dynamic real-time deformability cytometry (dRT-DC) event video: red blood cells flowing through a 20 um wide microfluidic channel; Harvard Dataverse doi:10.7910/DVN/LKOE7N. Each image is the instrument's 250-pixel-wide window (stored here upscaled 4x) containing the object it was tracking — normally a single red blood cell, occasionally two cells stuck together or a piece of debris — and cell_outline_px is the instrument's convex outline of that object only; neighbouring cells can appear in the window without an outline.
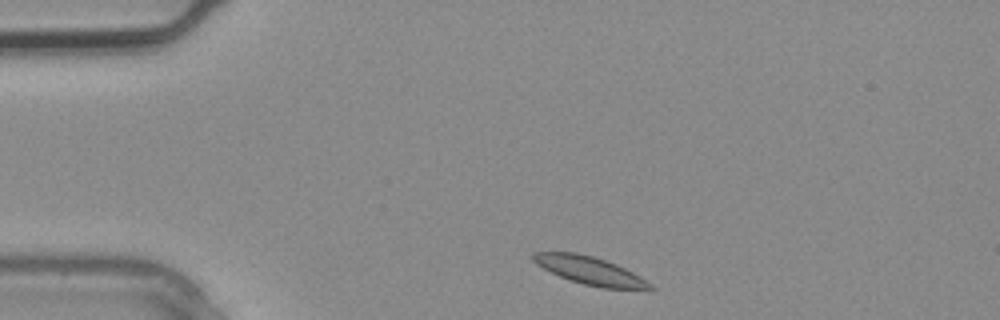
{"species": "common noctule bat (a hibernating species)", "species_latin": "Nyctalus noctula", "temperature_condition": "warm", "stored_images_in_passage": 3, "segment_of_instrument_passage": [2, 2], "camera_frame_rate_fps": 3000, "um_per_image_px": 0.085, "animal": {"sex": "male", "body_mass_g": 20.4}, "frame": {"image": 1, "passage_image": 3, "time_ms": 0.667, "image_size_px": [1000, 320], "cell_outline_px": [[656, 288], [600, 288], [584, 284], [560, 276], [536, 264], [532, 260], [532, 252], [576, 252], [592, 256], [616, 264], [640, 276], [652, 284]], "centroid_in_image_um": [50.11, 22.98], "position_along_channel_um": 34.9, "area_um2": 18.61}}